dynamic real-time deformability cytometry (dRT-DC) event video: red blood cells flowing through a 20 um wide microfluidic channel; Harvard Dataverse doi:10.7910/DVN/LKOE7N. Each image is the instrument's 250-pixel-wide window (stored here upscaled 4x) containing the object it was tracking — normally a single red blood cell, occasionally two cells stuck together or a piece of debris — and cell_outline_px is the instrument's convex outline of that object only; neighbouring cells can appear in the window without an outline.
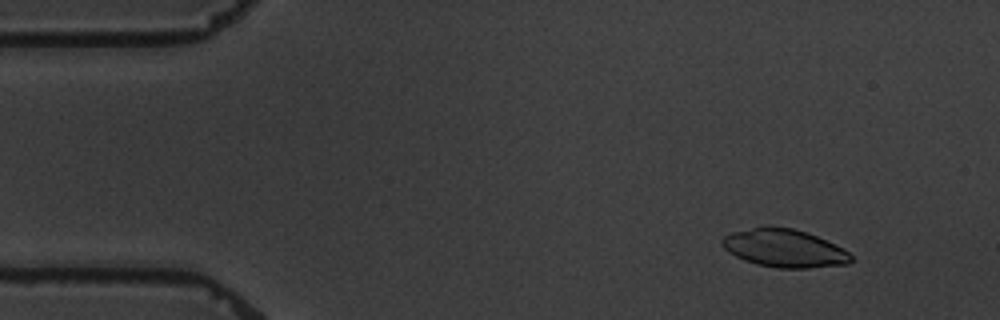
{"species": "common noctule bat (a hibernating species)", "species_latin": "Nyctalus noctula", "temperature_condition": "warm", "stored_images_in_passage": 4, "camera_frame_rate_fps": 3000, "um_per_image_px": 0.085, "animal": {"sex": "male", "body_mass_g": 19.5, "forearm_length_mm": 54.6}, "frame": {"image": 1, "passage_image": 2, "time_ms": 1.0, "image_size_px": [1000, 320], "cell_outline_px": [[852, 260], [848, 264], [808, 268], [776, 268], [756, 264], [744, 260], [728, 252], [720, 244], [720, 240], [724, 236], [732, 232], [764, 224], [768, 224], [792, 228], [816, 236], [844, 248], [852, 256]], "centroid_in_image_um": [66.62, 21.08], "position_along_channel_um": 18.4, "area_um2": 28.96}}